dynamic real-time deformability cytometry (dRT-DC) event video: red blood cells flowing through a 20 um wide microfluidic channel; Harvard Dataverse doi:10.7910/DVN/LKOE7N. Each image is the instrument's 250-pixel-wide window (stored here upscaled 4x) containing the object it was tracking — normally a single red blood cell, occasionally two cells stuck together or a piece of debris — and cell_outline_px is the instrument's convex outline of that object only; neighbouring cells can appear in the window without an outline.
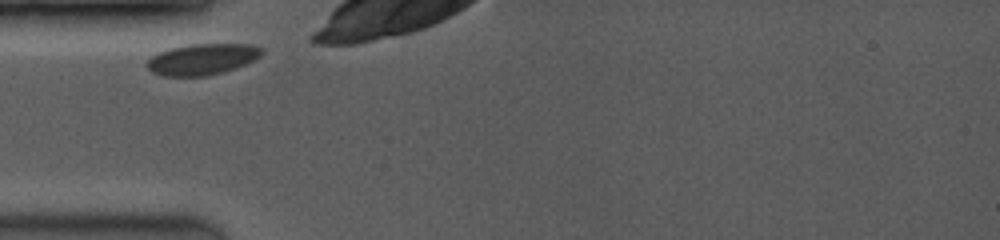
{"species": "common noctule bat (a hibernating species)", "species_latin": "Nyctalus noctula", "temperature_condition": "room temperature", "stored_images_in_passage": 9, "camera_frame_rate_fps": 3500, "um_per_image_px": 0.085, "animal": {"sex": "female", "body_mass_g": 19.0, "forearm_length_mm": 53.3}, "frame": {"image": 1, "passage_image": 1, "time_ms": 0.0, "image_size_px": [1000, 240], "cell_outline_px": [[264, 52], [260, 56], [236, 68], [204, 76], [164, 76], [152, 72], [144, 64], [152, 56], [160, 52], [172, 48], [192, 44], [252, 44], [264, 48]], "centroid_in_image_um": [17.19, 5.03], "position_along_channel_um": 67.8, "area_um2": 20.63}}